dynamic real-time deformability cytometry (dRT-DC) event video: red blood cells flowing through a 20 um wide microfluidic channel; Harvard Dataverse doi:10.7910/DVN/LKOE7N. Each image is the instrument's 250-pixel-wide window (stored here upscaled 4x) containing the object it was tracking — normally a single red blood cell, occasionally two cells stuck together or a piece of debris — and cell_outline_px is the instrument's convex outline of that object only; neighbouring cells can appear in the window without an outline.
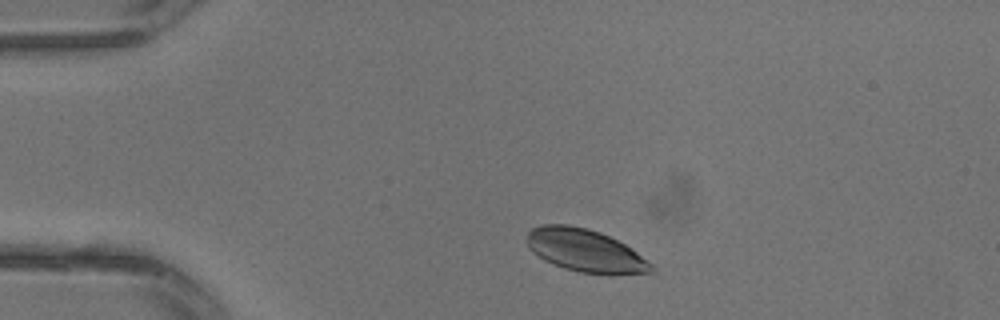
{"species": "common noctule bat (a hibernating species)", "species_latin": "Nyctalus noctula", "temperature_condition": "warm", "stored_images_in_passage": 2, "camera_frame_rate_fps": 3000, "um_per_image_px": 0.085, "animal": {"sex": "male", "body_mass_g": 13.3}, "frame": {"image": 1, "passage_image": 1, "time_ms": 0.0, "image_size_px": [1000, 320], "cell_outline_px": [[656, 268], [652, 272], [608, 276], [580, 272], [564, 268], [552, 264], [544, 260], [532, 252], [528, 248], [524, 240], [528, 232], [532, 228], [544, 224], [568, 224], [588, 228], [600, 232], [624, 244], [636, 252], [652, 264]], "centroid_in_image_um": [49.71, 21.31], "position_along_channel_um": 35.3, "area_um2": 31.44}}
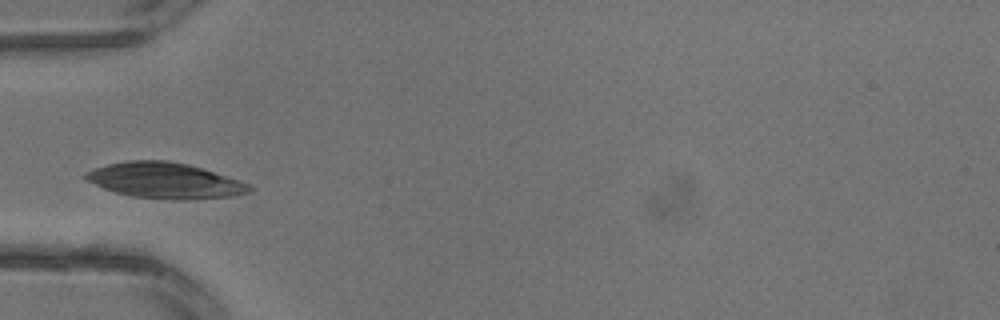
{"frame": {"image": 2, "passage_image": 2, "time_ms": 0.333, "image_size_px": [1000, 320], "cell_outline_px": [[252, 192], [232, 196], [188, 200], [172, 200], [132, 196], [116, 192], [104, 188], [84, 180], [84, 176], [88, 172], [96, 168], [108, 164], [128, 160], [168, 160], [188, 164], [248, 184], [252, 188]], "centroid_in_image_um": [13.99, 15.35], "position_along_channel_um": 71.0, "area_um2": 33.7}}